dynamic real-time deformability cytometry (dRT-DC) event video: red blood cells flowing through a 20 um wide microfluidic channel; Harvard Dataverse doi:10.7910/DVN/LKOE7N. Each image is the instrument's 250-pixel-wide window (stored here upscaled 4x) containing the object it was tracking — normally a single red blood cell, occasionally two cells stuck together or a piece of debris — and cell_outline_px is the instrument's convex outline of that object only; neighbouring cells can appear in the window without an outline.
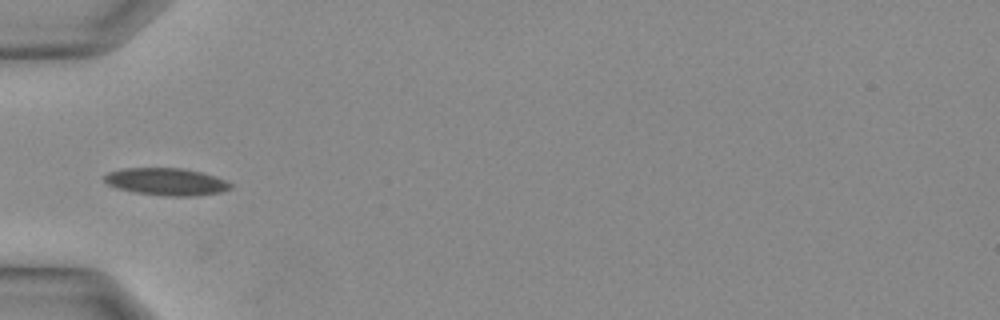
{"species": "Egyptian fruit bat (a non-hibernating species)", "species_latin": "Rousettus aegyptiacus", "temperature_condition": "warm", "stored_images_in_passage": 22, "camera_frame_rate_fps": 3000, "um_per_image_px": 0.085, "animal": {"sex": "female"}, "frame": {"image": 1, "passage_image": 1, "time_ms": 0.0, "image_size_px": [1000, 320], "cell_outline_px": [[232, 188], [220, 192], [192, 196], [176, 196], [136, 192], [120, 188], [108, 184], [104, 180], [104, 176], [108, 172], [120, 168], [184, 168], [216, 176], [232, 184]], "centroid_in_image_um": [14.15, 15.42], "position_along_channel_um": 70.8, "area_um2": 19.77}}
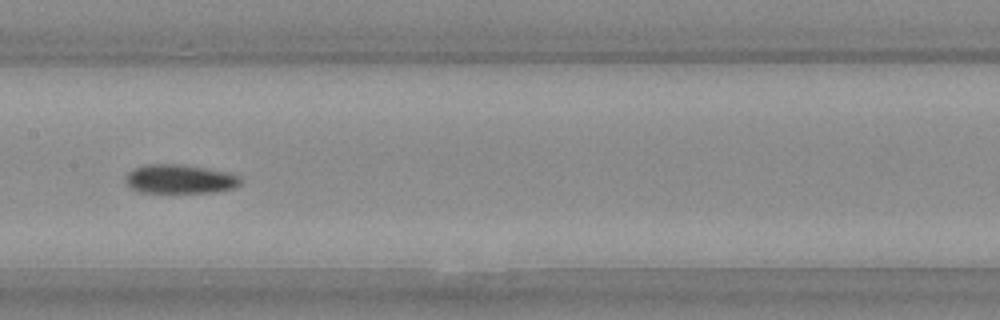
{"frame": {"image": 2, "passage_image": 7, "time_ms": 2.0, "image_size_px": [1000, 320], "cell_outline_px": [[240, 184], [232, 188], [212, 192], [136, 192], [124, 180], [124, 176], [132, 168], [148, 164], [180, 164], [204, 168], [224, 172], [240, 176]], "centroid_in_image_um": [15.21, 15.21], "position_along_channel_um": 192.2, "area_um2": 19.25}}
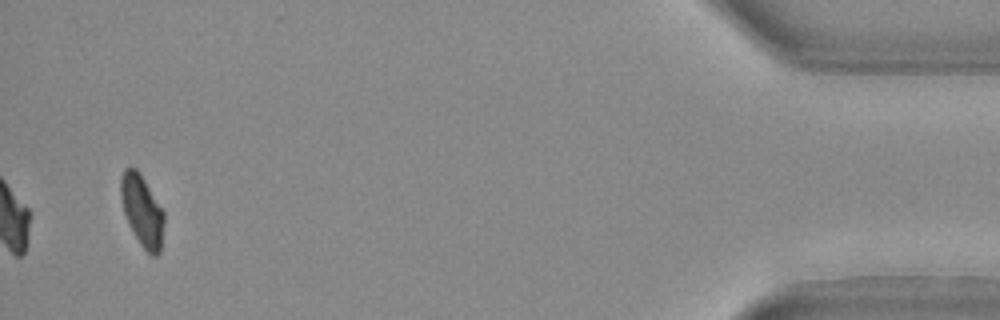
{"frame": {"image": 3, "passage_image": 22, "time_ms": 7.0, "image_size_px": [1000, 320], "cell_outline_px": [[164, 220], [160, 252], [156, 256], [152, 256], [140, 244], [124, 212], [120, 196], [120, 176], [124, 168], [128, 164], [132, 164], [140, 172], [164, 212]], "centroid_in_image_um": [12.06, 17.82], "position_along_channel_um": 423.1, "area_um2": 17.98}}